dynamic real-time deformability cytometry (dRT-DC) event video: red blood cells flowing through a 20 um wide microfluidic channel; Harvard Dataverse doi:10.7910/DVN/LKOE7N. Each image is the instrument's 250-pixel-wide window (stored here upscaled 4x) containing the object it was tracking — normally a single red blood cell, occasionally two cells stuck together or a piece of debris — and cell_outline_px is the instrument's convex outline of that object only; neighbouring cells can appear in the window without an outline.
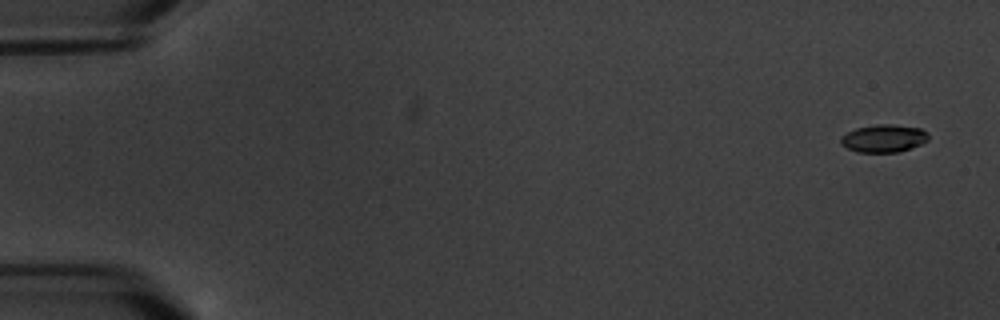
{"species": "common noctule bat (a hibernating species)", "species_latin": "Nyctalus noctula", "temperature_condition": "warm", "stored_images_in_passage": 7, "camera_frame_rate_fps": 3000, "um_per_image_px": 0.085, "animal": {"sex": "male", "body_mass_g": 20.1, "forearm_length_mm": 53.5}, "frame": {"image": 1, "passage_image": 1, "time_ms": 0.0, "image_size_px": [1000, 320], "cell_outline_px": [[928, 140], [912, 148], [900, 152], [856, 152], [840, 144], [840, 136], [856, 128], [876, 124], [892, 124], [920, 128], [928, 132]], "centroid_in_image_um": [75.11, 11.76], "position_along_channel_um": 9.9, "area_um2": 14.28}}
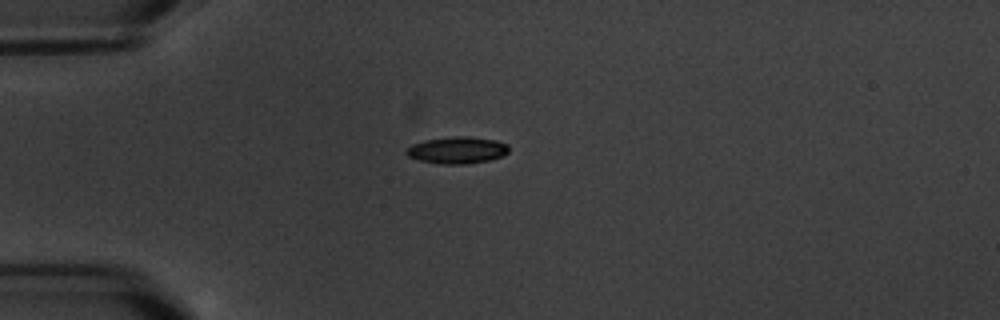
{"frame": {"image": 2, "passage_image": 5, "time_ms": 4.667, "image_size_px": [1000, 320], "cell_outline_px": [[508, 152], [500, 156], [488, 160], [464, 164], [440, 164], [420, 160], [408, 156], [404, 152], [412, 144], [424, 140], [456, 136], [468, 136], [496, 140], [508, 144]], "centroid_in_image_um": [38.84, 12.75], "position_along_channel_um": 46.2, "area_um2": 15.9}}